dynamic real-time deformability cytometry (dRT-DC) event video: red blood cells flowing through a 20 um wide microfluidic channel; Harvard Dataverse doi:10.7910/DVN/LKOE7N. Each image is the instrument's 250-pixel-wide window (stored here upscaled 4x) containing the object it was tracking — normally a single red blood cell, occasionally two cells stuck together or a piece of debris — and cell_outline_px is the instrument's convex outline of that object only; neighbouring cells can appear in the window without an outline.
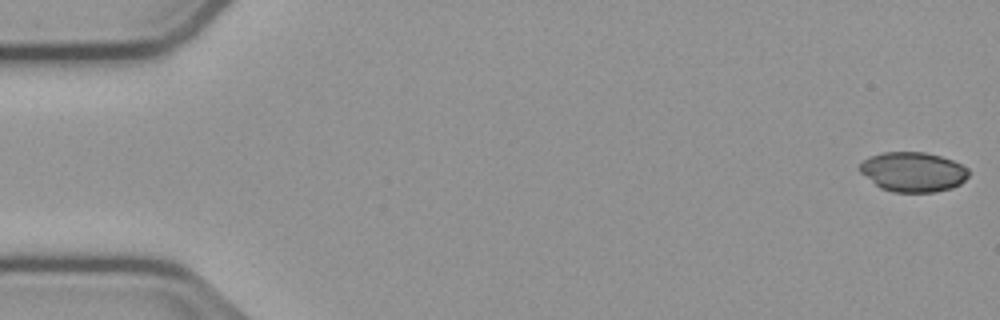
{"species": "common noctule bat (a hibernating species)", "species_latin": "Nyctalus noctula", "temperature_condition": "cold", "stored_images_in_passage": 54, "camera_frame_rate_fps": 3000, "um_per_image_px": 0.085, "animal": {"sex": "male", "body_mass_g": 23.1, "forearm_length_mm": 52.7}, "frame": {"image": 1, "passage_image": 1, "time_ms": 0.0, "image_size_px": [1000, 320], "cell_outline_px": [[968, 176], [960, 184], [952, 188], [936, 192], [892, 192], [880, 188], [860, 172], [856, 168], [868, 156], [884, 152], [924, 152], [940, 156], [952, 160], [968, 168]], "centroid_in_image_um": [77.58, 14.61], "position_along_channel_um": 7.4, "area_um2": 25.32}}
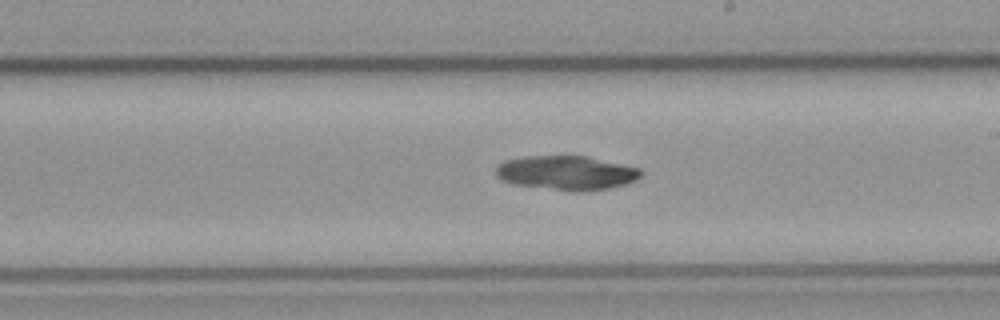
{"frame": {"image": 2, "passage_image": 31, "time_ms": 10.0, "image_size_px": [1000, 320], "cell_outline_px": [[644, 172], [636, 180], [624, 184], [608, 188], [584, 192], [576, 192], [512, 184], [496, 176], [496, 164], [504, 160], [524, 156], [588, 156], [640, 168]], "centroid_in_image_um": [48.14, 14.69], "position_along_channel_um": 240.9, "area_um2": 29.13}}
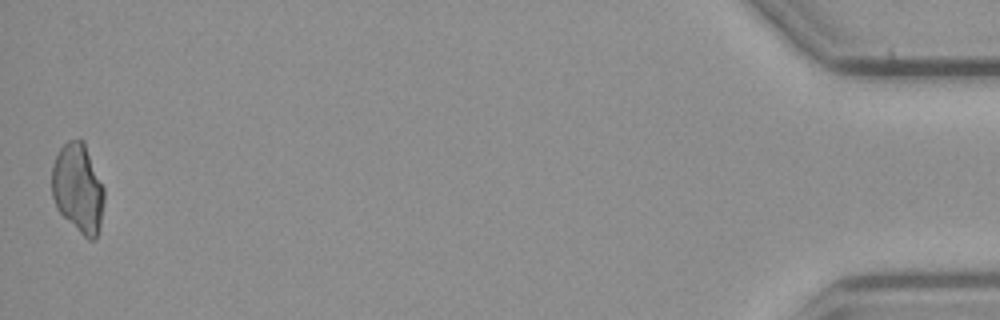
{"frame": {"image": 3, "passage_image": 54, "time_ms": 17.667, "image_size_px": [1000, 320], "cell_outline_px": [[104, 200], [100, 224], [96, 240], [88, 240], [56, 208], [52, 196], [52, 164], [60, 148], [68, 140], [80, 136], [84, 140], [104, 188]], "centroid_in_image_um": [6.63, 15.95], "position_along_channel_um": 428.6, "area_um2": 27.34}}